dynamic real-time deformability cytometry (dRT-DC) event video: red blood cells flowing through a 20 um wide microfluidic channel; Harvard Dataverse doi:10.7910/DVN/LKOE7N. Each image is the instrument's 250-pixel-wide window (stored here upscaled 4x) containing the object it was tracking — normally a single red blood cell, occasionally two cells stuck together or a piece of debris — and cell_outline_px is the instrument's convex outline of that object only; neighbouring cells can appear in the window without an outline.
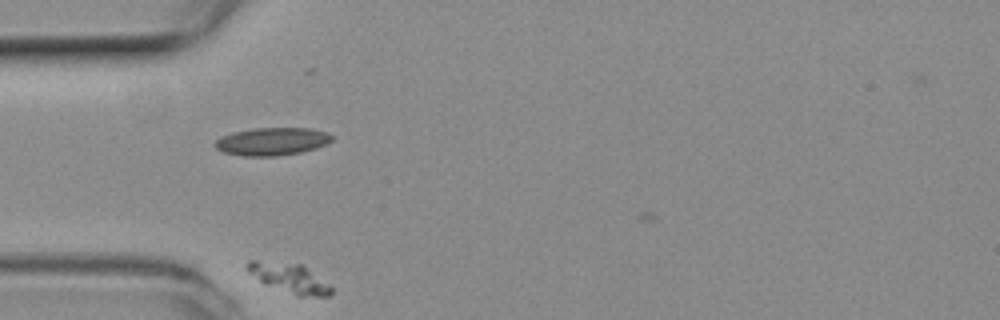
{"species": "common noctule bat (a hibernating species)", "species_latin": "Nyctalus noctula", "temperature_condition": "room temperature", "stored_images_in_passage": 39, "camera_frame_rate_fps": 3000, "um_per_image_px": 0.085, "animal": {"sex": "female", "body_mass_g": 19.3, "forearm_length_mm": 54.1}, "frame": {"image": 1, "passage_image": 5, "time_ms": 1.333, "image_size_px": [1000, 320], "cell_outline_px": [[332, 296], [296, 296], [264, 284], [248, 272], [244, 268], [244, 264], [248, 260], [256, 260], [300, 264], [328, 284], [332, 288]], "centroid_in_image_um": [24.53, 23.64], "position_along_channel_um": 60.5, "area_um2": 14.39}}
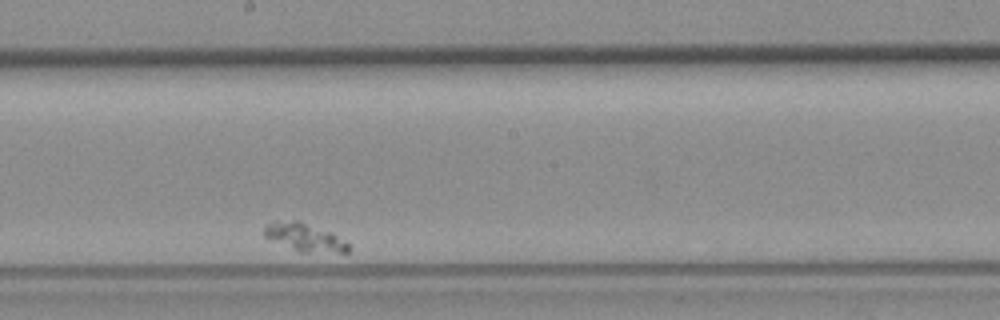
{"frame": {"image": 2, "passage_image": 24, "time_ms": 7.667, "image_size_px": [1000, 320], "cell_outline_px": [[352, 248], [348, 252], [300, 252], [264, 236], [264, 228], [268, 224], [276, 220], [300, 220], [332, 232], [344, 240]], "centroid_in_image_um": [25.93, 20.15], "position_along_channel_um": 222.3, "area_um2": 13.76}}
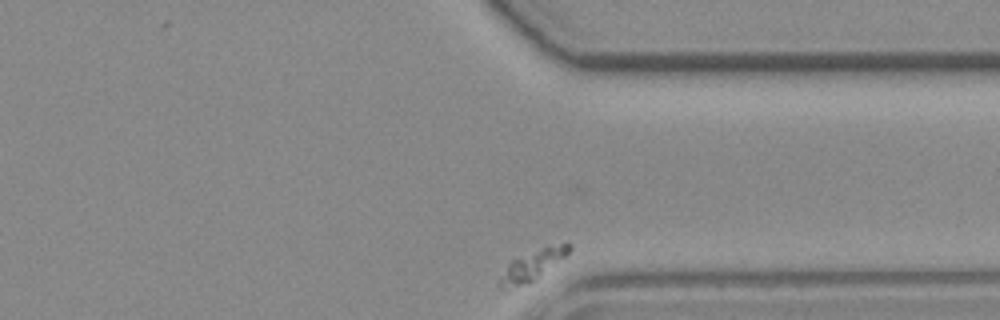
{"frame": {"image": 3, "passage_image": 39, "time_ms": 12.667, "image_size_px": [1000, 320], "cell_outline_px": [[572, 248], [564, 256], [536, 280], [528, 284], [504, 292], [496, 284], [500, 276], [508, 264], [512, 260], [544, 248], [568, 240], [572, 244]], "centroid_in_image_um": [45.2, 22.63], "position_along_channel_um": 366.2, "area_um2": 12.37}}